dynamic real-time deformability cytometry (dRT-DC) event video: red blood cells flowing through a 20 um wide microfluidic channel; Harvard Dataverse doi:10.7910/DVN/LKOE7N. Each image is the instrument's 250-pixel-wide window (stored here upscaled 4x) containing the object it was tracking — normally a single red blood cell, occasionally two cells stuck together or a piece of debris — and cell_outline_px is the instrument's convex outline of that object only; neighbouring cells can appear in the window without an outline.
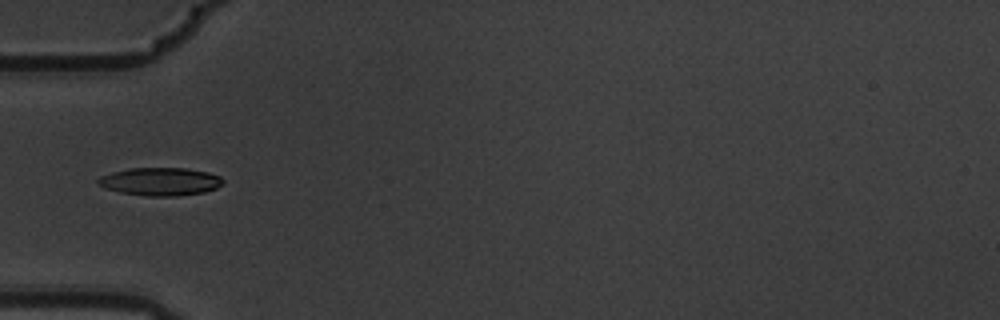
{"species": "common noctule bat (a hibernating species)", "species_latin": "Nyctalus noctula", "temperature_condition": "warm", "stored_images_in_passage": 15, "camera_frame_rate_fps": 3000, "um_per_image_px": 0.085, "animal": {"sex": "male", "body_mass_g": 19.5, "forearm_length_mm": 54.6}, "frame": {"image": 1, "passage_image": 5, "time_ms": 1.333, "image_size_px": [1000, 320], "cell_outline_px": [[224, 184], [216, 188], [204, 192], [176, 196], [148, 196], [120, 192], [104, 188], [96, 184], [96, 180], [100, 176], [112, 172], [132, 168], [188, 168], [208, 172], [220, 176], [224, 180]], "centroid_in_image_um": [13.62, 15.43], "position_along_channel_um": 71.4, "area_um2": 20.52}}
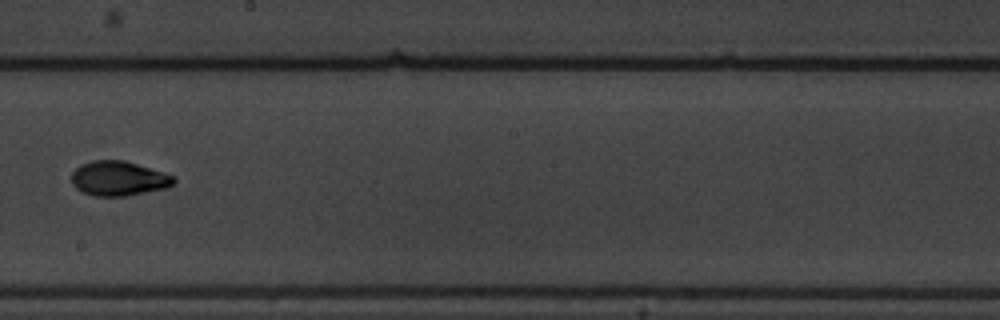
{"frame": {"image": 2, "passage_image": 9, "time_ms": 2.667, "image_size_px": [1000, 320], "cell_outline_px": [[176, 180], [172, 184], [164, 188], [124, 196], [92, 196], [80, 192], [72, 184], [72, 172], [80, 164], [92, 160], [124, 160], [172, 176]], "centroid_in_image_um": [9.99, 15.17], "position_along_channel_um": 238.2, "area_um2": 20.35}}
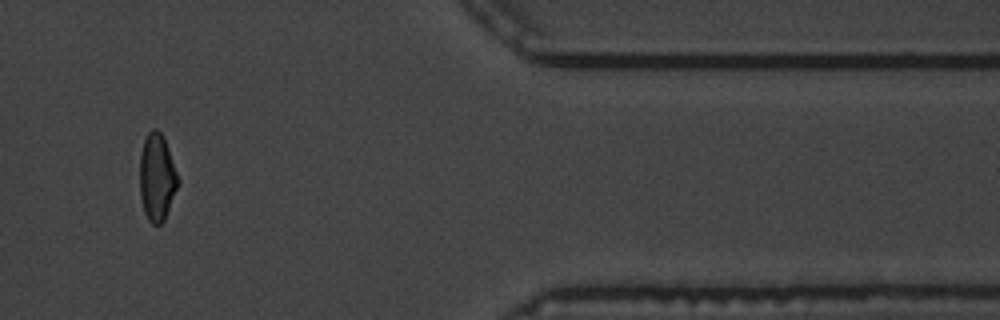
{"frame": {"image": 3, "passage_image": 13, "time_ms": 4.0, "image_size_px": [1000, 320], "cell_outline_px": [[180, 184], [164, 220], [160, 224], [152, 224], [148, 220], [144, 212], [140, 196], [140, 156], [144, 140], [148, 132], [152, 128], [156, 128], [164, 136], [180, 180]], "centroid_in_image_um": [13.36, 15.07], "position_along_channel_um": 398.0, "area_um2": 19.71}}